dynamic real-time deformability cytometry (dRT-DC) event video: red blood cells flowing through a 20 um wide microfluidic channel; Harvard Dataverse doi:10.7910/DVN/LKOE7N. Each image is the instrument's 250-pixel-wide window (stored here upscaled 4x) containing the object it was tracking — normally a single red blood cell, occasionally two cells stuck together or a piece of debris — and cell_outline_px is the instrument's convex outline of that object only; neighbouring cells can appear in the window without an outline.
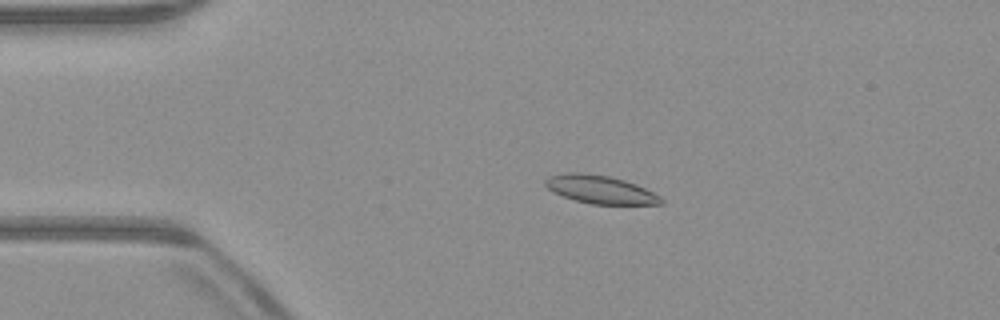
{"species": "common noctule bat (a hibernating species)", "species_latin": "Nyctalus noctula", "temperature_condition": "warm", "stored_images_in_passage": 53, "camera_frame_rate_fps": 3000, "um_per_image_px": 0.085, "animal": {"sex": "male", "body_mass_g": 23.1, "forearm_length_mm": 52.7}, "frame": {"image": 1, "passage_image": 12, "time_ms": 3.667, "image_size_px": [1000, 320], "cell_outline_px": [[664, 204], [592, 204], [576, 200], [552, 192], [544, 184], [544, 180], [548, 176], [568, 172], [576, 172], [608, 176], [624, 180], [644, 188], [660, 196], [664, 200]], "centroid_in_image_um": [51.0, 16.11], "position_along_channel_um": 34.0, "area_um2": 18.79}}
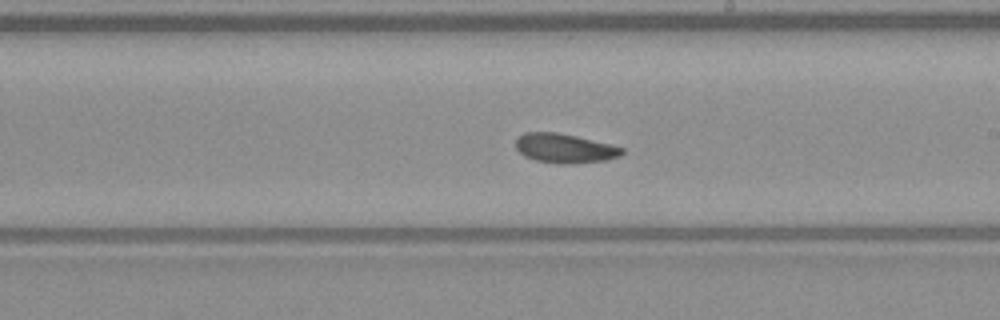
{"frame": {"image": 2, "passage_image": 31, "time_ms": 10.0, "image_size_px": [1000, 320], "cell_outline_px": [[624, 152], [620, 156], [608, 160], [576, 164], [556, 164], [536, 160], [524, 156], [516, 148], [516, 140], [524, 132], [556, 132], [576, 136], [624, 148]], "centroid_in_image_um": [48.0, 12.62], "position_along_channel_um": 241.0, "area_um2": 18.21}}
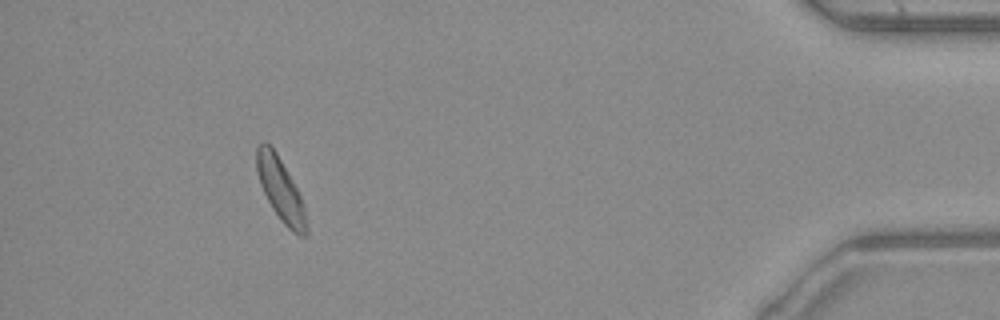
{"frame": {"image": 3, "passage_image": 49, "time_ms": 16.0, "image_size_px": [1000, 320], "cell_outline_px": [[308, 232], [304, 236], [300, 236], [292, 232], [284, 224], [272, 208], [260, 184], [256, 168], [256, 144], [260, 140], [264, 140], [276, 152], [292, 180], [304, 204], [308, 228]], "centroid_in_image_um": [23.84, 16.1], "position_along_channel_um": 411.4, "area_um2": 18.21}, "authors_computed_cell_mechanics": {"area_um2": 18.2648, "velocity_mm_per_s": 3.9335, "shape_relaxation_time_tau1_ms": 9.5607, "shape_relaxation_time_tau2_ms": 2.8482, "deformation_change_tau1": 0.1687, "deformation_change_tau2": 0.087}}